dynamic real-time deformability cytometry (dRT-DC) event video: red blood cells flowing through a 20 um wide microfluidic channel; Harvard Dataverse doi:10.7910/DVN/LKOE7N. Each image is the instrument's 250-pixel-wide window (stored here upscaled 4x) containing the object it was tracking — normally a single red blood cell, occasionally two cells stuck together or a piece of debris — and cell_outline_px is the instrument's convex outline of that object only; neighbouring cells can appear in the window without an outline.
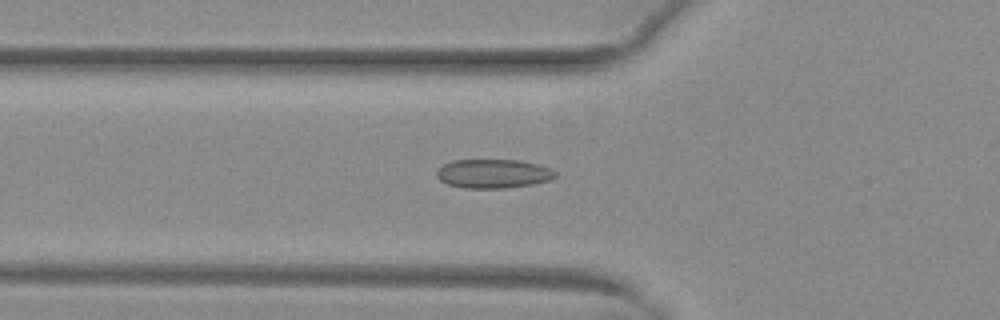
{"species": "common noctule bat (a hibernating species)", "species_latin": "Nyctalus noctula", "temperature_condition": "warm", "stored_images_in_passage": 41, "camera_frame_rate_fps": 3000, "um_per_image_px": 0.085, "animal": {"sex": "female", "body_mass_g": 29.2, "forearm_length_mm": 56.3}, "frame": {"image": 1, "passage_image": 8, "time_ms": 2.333, "image_size_px": [1000, 320], "cell_outline_px": [[556, 176], [548, 180], [532, 184], [504, 188], [464, 188], [448, 184], [440, 180], [436, 176], [436, 172], [444, 164], [452, 160], [520, 160], [536, 164], [548, 168], [556, 172]], "centroid_in_image_um": [41.89, 14.76], "position_along_channel_um": 83.9, "area_um2": 19.83}}
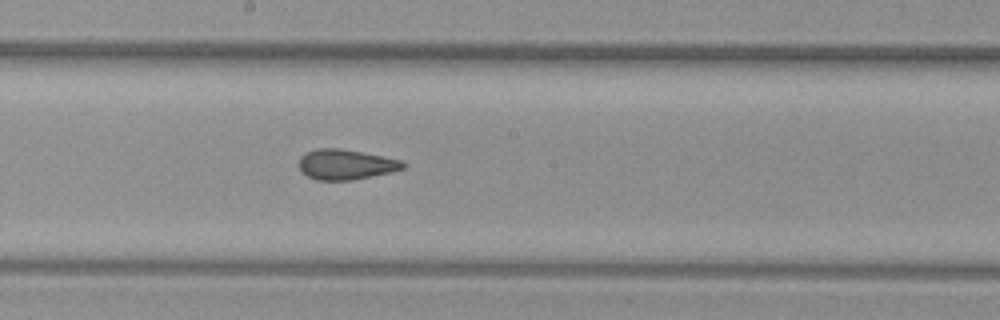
{"frame": {"image": 2, "passage_image": 18, "time_ms": 5.667, "image_size_px": [1000, 320], "cell_outline_px": [[408, 164], [404, 168], [392, 172], [352, 180], [316, 180], [300, 172], [296, 164], [300, 156], [304, 152], [316, 148], [340, 148], [400, 160]], "centroid_in_image_um": [29.31, 13.98], "position_along_channel_um": 218.9, "area_um2": 18.55}}
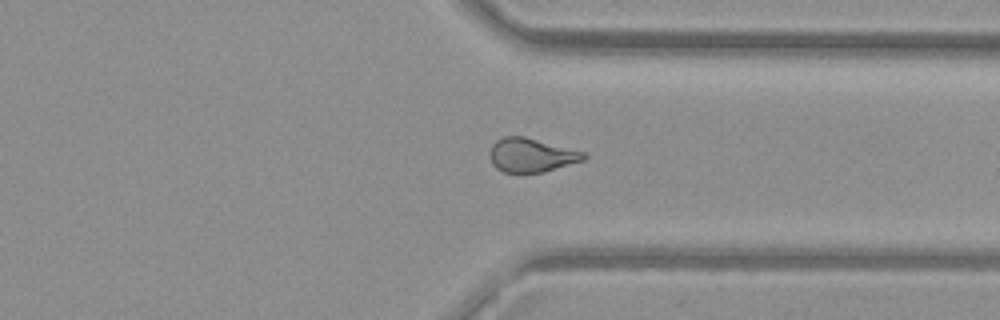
{"frame": {"image": 3, "passage_image": 29, "time_ms": 9.333, "image_size_px": [1000, 320], "cell_outline_px": [[588, 156], [584, 160], [544, 172], [504, 172], [496, 168], [492, 164], [492, 144], [496, 140], [504, 136], [524, 136], [584, 152]], "centroid_in_image_um": [45.19, 13.18], "position_along_channel_um": 366.2, "area_um2": 18.26}, "authors_computed_cell_mechanics": {"area_um2": 19.0162, "velocity_mm_per_s": 4.0204, "shape_relaxation_time_tau1_ms": null, "shape_relaxation_time_tau2_ms": 1.3653, "deformation_change_tau1": null, "deformation_change_tau2": 0.0725}}